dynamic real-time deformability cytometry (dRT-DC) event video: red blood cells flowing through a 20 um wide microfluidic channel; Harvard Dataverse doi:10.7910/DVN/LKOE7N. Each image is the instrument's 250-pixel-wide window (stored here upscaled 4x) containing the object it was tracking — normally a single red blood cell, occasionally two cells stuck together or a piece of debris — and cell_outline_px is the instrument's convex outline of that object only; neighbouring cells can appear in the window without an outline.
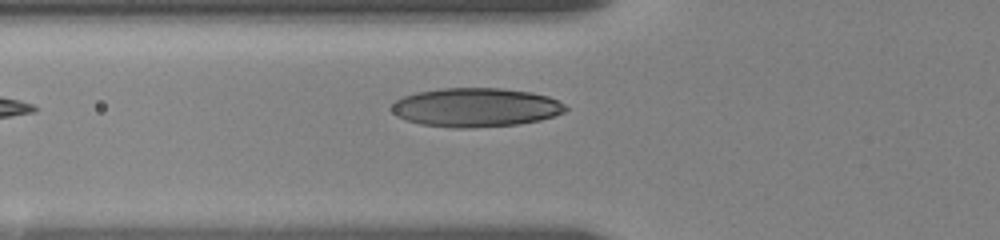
{"species": "human", "species_latin": "Homo sapiens", "temperature_condition": "room temperature", "stored_images_in_passage": 6, "camera_frame_rate_fps": 3000, "um_per_image_px": 0.085, "donor": {"sex": "female"}, "frame": {"image": 1, "passage_image": 6, "time_ms": 4.0, "image_size_px": [1000, 240], "cell_outline_px": [[568, 108], [564, 112], [540, 120], [520, 124], [468, 128], [456, 128], [420, 124], [396, 116], [392, 112], [392, 104], [396, 100], [404, 96], [416, 92], [444, 88], [500, 88], [532, 92], [548, 96], [564, 104]], "centroid_in_image_um": [40.44, 9.13], "position_along_channel_um": 85.4, "area_um2": 39.36}}